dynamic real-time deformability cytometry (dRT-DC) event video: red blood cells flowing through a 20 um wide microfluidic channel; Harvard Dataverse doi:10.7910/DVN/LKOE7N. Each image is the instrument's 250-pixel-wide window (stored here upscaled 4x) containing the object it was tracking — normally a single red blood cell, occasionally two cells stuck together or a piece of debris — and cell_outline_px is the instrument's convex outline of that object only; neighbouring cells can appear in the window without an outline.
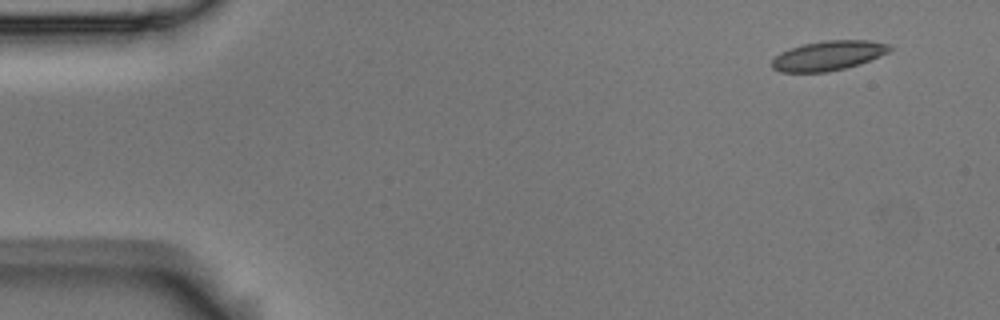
{"species": "Egyptian fruit bat (a non-hibernating species)", "species_latin": "Rousettus aegyptiacus", "temperature_condition": "room temperature", "stored_images_in_passage": 10, "camera_frame_rate_fps": 3000, "um_per_image_px": 0.085, "animal": {"sex": "male"}, "frame": {"image": 1, "passage_image": 1, "time_ms": 0.0, "image_size_px": [1000, 320], "cell_outline_px": [[892, 48], [888, 52], [880, 56], [860, 64], [828, 72], [780, 72], [772, 68], [772, 60], [780, 52], [804, 44], [824, 40], [868, 40], [888, 44]], "centroid_in_image_um": [70.4, 4.73], "position_along_channel_um": 14.6, "area_um2": 20.23}}
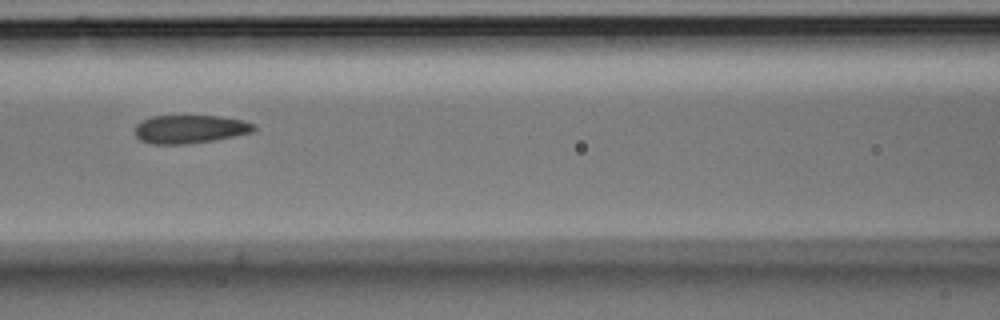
{"frame": {"image": 2, "passage_image": 6, "time_ms": 1.667, "image_size_px": [1000, 320], "cell_outline_px": [[256, 128], [252, 132], [216, 140], [184, 144], [152, 144], [140, 140], [136, 136], [136, 124], [140, 120], [152, 116], [220, 116], [244, 120], [256, 124]], "centroid_in_image_um": [16.16, 10.97], "position_along_channel_um": 150.4, "area_um2": 19.77}}
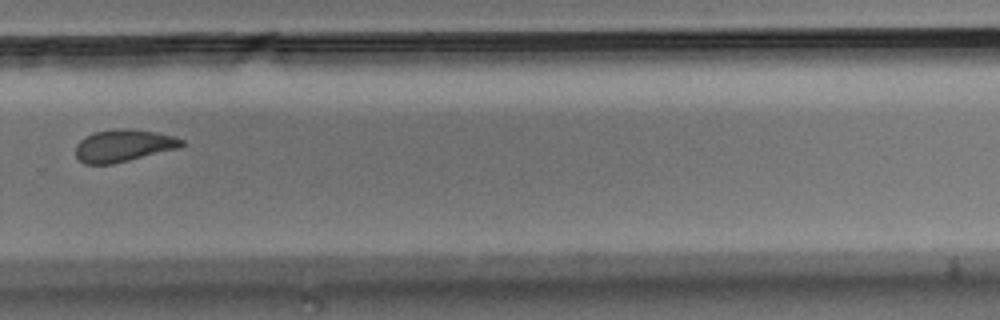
{"frame": {"image": 3, "passage_image": 10, "time_ms": 3.0, "image_size_px": [1000, 320], "cell_outline_px": [[184, 144], [180, 148], [112, 164], [84, 164], [76, 156], [76, 144], [80, 140], [96, 132], [120, 128], [132, 128], [156, 132], [172, 136], [184, 140]], "centroid_in_image_um": [10.51, 12.38], "position_along_channel_um": 319.3, "area_um2": 19.83}}